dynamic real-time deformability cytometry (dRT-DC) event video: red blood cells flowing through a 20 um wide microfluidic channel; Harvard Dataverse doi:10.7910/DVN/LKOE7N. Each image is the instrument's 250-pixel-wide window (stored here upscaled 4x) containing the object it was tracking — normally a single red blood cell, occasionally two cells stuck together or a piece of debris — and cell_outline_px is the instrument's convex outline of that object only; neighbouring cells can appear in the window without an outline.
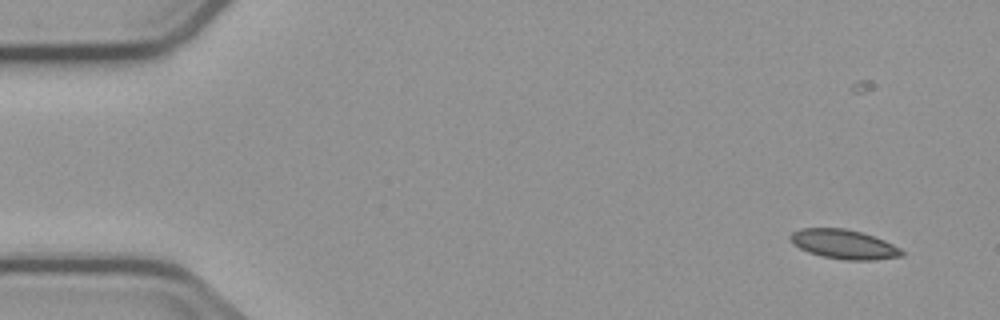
{"species": "common noctule bat (a hibernating species)", "species_latin": "Nyctalus noctula", "temperature_condition": "cold", "stored_images_in_passage": 9, "camera_frame_rate_fps": 3000, "um_per_image_px": 0.085, "animal": {"sex": "male", "body_mass_g": 23.1, "forearm_length_mm": 52.7}, "frame": {"image": 1, "passage_image": 1, "time_ms": 0.0, "image_size_px": [1000, 320], "cell_outline_px": [[904, 256], [872, 260], [844, 260], [824, 256], [808, 252], [792, 244], [788, 236], [792, 232], [800, 228], [844, 228], [860, 232], [884, 240], [900, 248], [904, 252]], "centroid_in_image_um": [71.71, 20.76], "position_along_channel_um": 13.3, "area_um2": 19.02}}
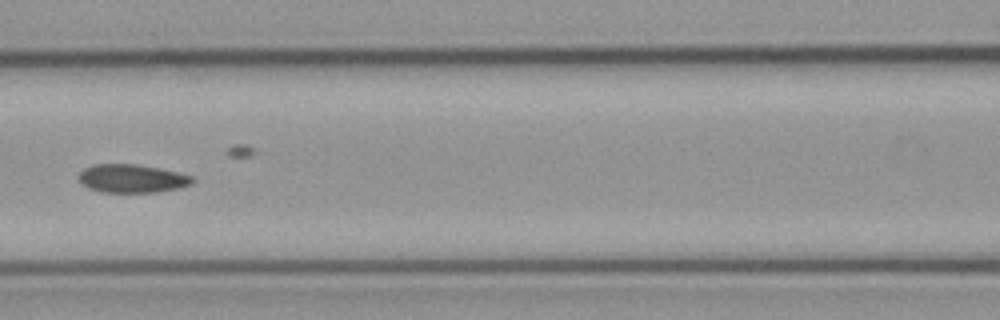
{"frame": {"image": 2, "passage_image": 7, "time_ms": 7.0, "image_size_px": [1000, 320], "cell_outline_px": [[196, 180], [192, 184], [180, 188], [156, 192], [100, 192], [88, 188], [80, 180], [80, 172], [84, 168], [92, 164], [136, 164], [160, 168], [192, 176]], "centroid_in_image_um": [11.25, 15.17], "position_along_channel_um": 155.4, "area_um2": 18.79}}
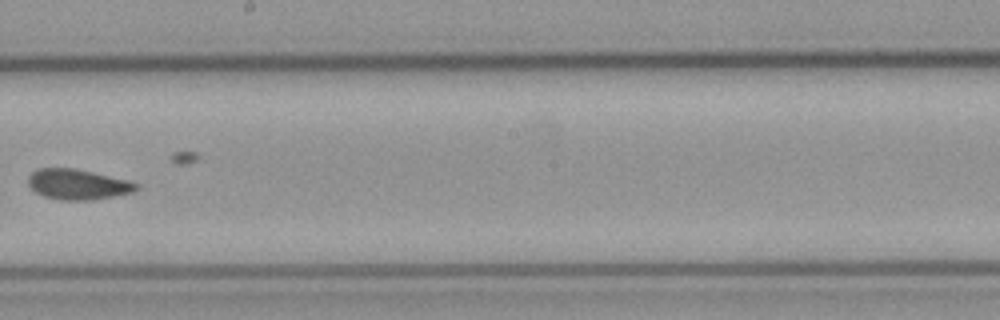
{"frame": {"image": 3, "passage_image": 9, "time_ms": 9.333, "image_size_px": [1000, 320], "cell_outline_px": [[140, 188], [132, 192], [112, 196], [88, 200], [60, 200], [44, 196], [36, 192], [28, 184], [28, 176], [32, 172], [40, 168], [72, 168], [92, 172], [128, 180], [140, 184]], "centroid_in_image_um": [6.61, 15.67], "position_along_channel_um": 241.6, "area_um2": 18.96}}